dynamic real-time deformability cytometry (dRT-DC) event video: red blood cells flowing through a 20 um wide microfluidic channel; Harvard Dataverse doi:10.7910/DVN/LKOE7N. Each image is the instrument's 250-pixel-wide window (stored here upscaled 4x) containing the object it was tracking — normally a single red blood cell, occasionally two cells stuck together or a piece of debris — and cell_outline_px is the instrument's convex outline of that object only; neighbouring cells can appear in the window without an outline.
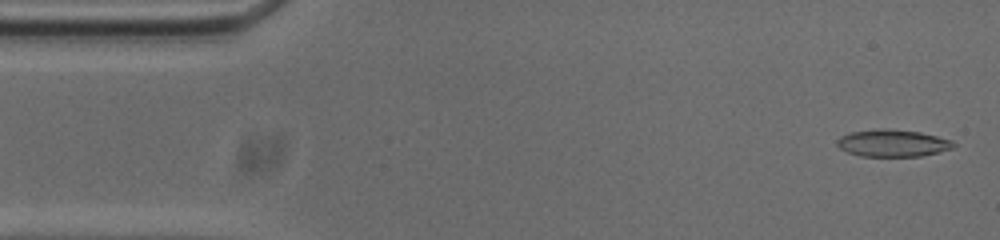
{"species": "common noctule bat (a hibernating species)", "species_latin": "Nyctalus noctula", "temperature_condition": "cold", "stored_images_in_passage": 53, "camera_frame_rate_fps": 3000, "um_per_image_px": 0.085, "animal": {"sex": "male", "body_mass_g": 20.0, "forearm_length_mm": 53.3}, "frame": {"image": 1, "passage_image": 2, "time_ms": 0.333, "image_size_px": [1000, 240], "cell_outline_px": [[956, 148], [940, 152], [920, 156], [860, 156], [848, 152], [840, 148], [836, 144], [836, 140], [840, 136], [852, 132], [920, 132], [952, 140], [956, 144]], "centroid_in_image_um": [75.94, 12.23], "position_along_channel_um": 9.1, "area_um2": 17.46}}
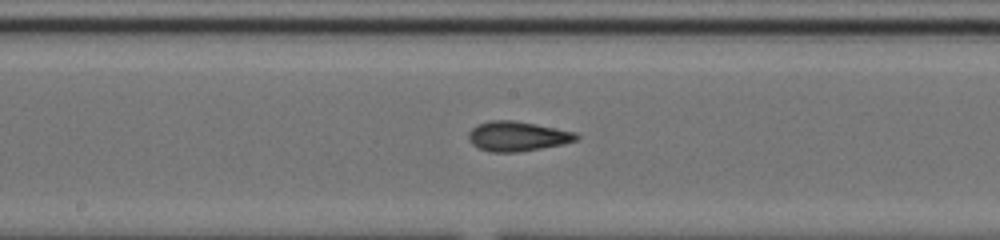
{"frame": {"image": 2, "passage_image": 26, "time_ms": 8.333, "image_size_px": [1000, 240], "cell_outline_px": [[580, 136], [576, 140], [564, 144], [520, 152], [492, 152], [480, 148], [472, 144], [468, 140], [468, 132], [476, 124], [488, 120], [516, 120], [576, 132]], "centroid_in_image_um": [43.96, 11.57], "position_along_channel_um": 204.2, "area_um2": 18.9}}
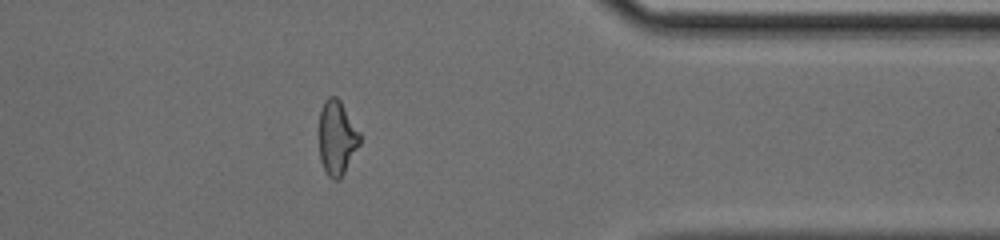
{"frame": {"image": 3, "passage_image": 42, "time_ms": 13.667, "image_size_px": [1000, 240], "cell_outline_px": [[360, 144], [340, 180], [332, 180], [328, 176], [320, 160], [320, 112], [324, 100], [328, 96], [336, 96], [340, 100], [360, 132]], "centroid_in_image_um": [28.65, 11.71], "position_along_channel_um": 382.8, "area_um2": 17.63}, "authors_computed_cell_mechanics": {"area_um2": 18.3226, "velocity_mm_per_s": 3.7552, "shape_relaxation_time_tau1_ms": 6.0647, "shape_relaxation_time_tau2_ms": 1.9004, "deformation_change_tau1": 0.1946, "deformation_change_tau2": 0.0876}}